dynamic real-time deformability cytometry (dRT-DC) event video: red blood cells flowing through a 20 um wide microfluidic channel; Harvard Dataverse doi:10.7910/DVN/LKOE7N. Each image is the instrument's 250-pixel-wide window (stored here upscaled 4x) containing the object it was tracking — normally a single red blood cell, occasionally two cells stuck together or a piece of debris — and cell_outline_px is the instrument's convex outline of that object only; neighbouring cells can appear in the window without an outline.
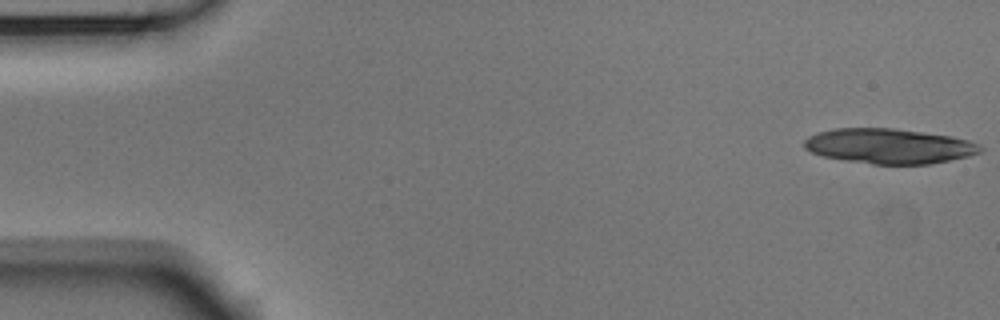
{"species": "Egyptian fruit bat (a non-hibernating species)", "species_latin": "Rousettus aegyptiacus", "temperature_condition": "room temperature", "stored_images_in_passage": 15, "camera_frame_rate_fps": 3000, "um_per_image_px": 0.085, "animal": {"sex": "male"}, "frame": {"image": 1, "passage_image": 1, "time_ms": 0.0, "image_size_px": [1000, 320], "cell_outline_px": [[984, 152], [968, 156], [928, 164], [872, 164], [824, 156], [812, 152], [804, 148], [804, 140], [808, 136], [816, 132], [836, 128], [892, 128], [924, 132], [952, 136], [968, 140], [980, 144], [984, 148]], "centroid_in_image_um": [75.6, 12.41], "position_along_channel_um": 9.4, "area_um2": 35.95}}